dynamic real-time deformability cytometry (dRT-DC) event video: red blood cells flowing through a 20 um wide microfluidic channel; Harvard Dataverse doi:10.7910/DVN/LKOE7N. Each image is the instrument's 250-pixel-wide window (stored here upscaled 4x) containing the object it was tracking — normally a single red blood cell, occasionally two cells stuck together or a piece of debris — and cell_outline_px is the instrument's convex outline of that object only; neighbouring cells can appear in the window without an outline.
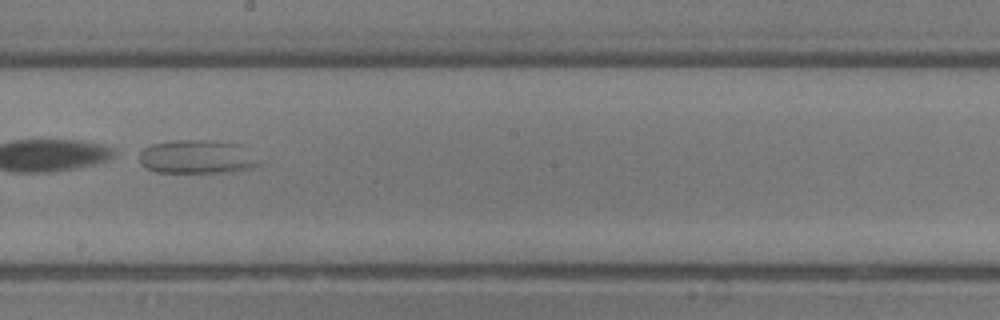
{"species": "common noctule bat (a hibernating species)", "species_latin": "Nyctalus noctula", "temperature_condition": "room temperature", "stored_images_in_passage": 34, "camera_frame_rate_fps": 3000, "um_per_image_px": 0.085, "animal": {"sex": "male", "body_mass_g": 13.3}, "frame": {"image": 1, "passage_image": 18, "time_ms": 5.667, "image_size_px": [1000, 320], "cell_outline_px": [[260, 164], [248, 168], [232, 172], [156, 172], [144, 168], [140, 164], [136, 152], [152, 144], [172, 140], [208, 140], [236, 144]], "centroid_in_image_um": [16.56, 13.34], "position_along_channel_um": 231.6, "area_um2": 23.12}}